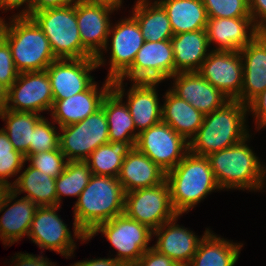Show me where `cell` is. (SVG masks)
<instances>
[{
    "instance_id": "obj_35",
    "label": "cell",
    "mask_w": 266,
    "mask_h": 266,
    "mask_svg": "<svg viewBox=\"0 0 266 266\" xmlns=\"http://www.w3.org/2000/svg\"><path fill=\"white\" fill-rule=\"evenodd\" d=\"M92 172L85 161H67L63 172L56 178L57 206L63 196H80L88 185Z\"/></svg>"
},
{
    "instance_id": "obj_51",
    "label": "cell",
    "mask_w": 266,
    "mask_h": 266,
    "mask_svg": "<svg viewBox=\"0 0 266 266\" xmlns=\"http://www.w3.org/2000/svg\"><path fill=\"white\" fill-rule=\"evenodd\" d=\"M258 32L259 35L266 41V24Z\"/></svg>"
},
{
    "instance_id": "obj_30",
    "label": "cell",
    "mask_w": 266,
    "mask_h": 266,
    "mask_svg": "<svg viewBox=\"0 0 266 266\" xmlns=\"http://www.w3.org/2000/svg\"><path fill=\"white\" fill-rule=\"evenodd\" d=\"M132 16L137 20L145 41L159 42L173 37L171 22L164 8L157 2L137 0Z\"/></svg>"
},
{
    "instance_id": "obj_31",
    "label": "cell",
    "mask_w": 266,
    "mask_h": 266,
    "mask_svg": "<svg viewBox=\"0 0 266 266\" xmlns=\"http://www.w3.org/2000/svg\"><path fill=\"white\" fill-rule=\"evenodd\" d=\"M243 244L229 242L209 231L188 266H234Z\"/></svg>"
},
{
    "instance_id": "obj_49",
    "label": "cell",
    "mask_w": 266,
    "mask_h": 266,
    "mask_svg": "<svg viewBox=\"0 0 266 266\" xmlns=\"http://www.w3.org/2000/svg\"><path fill=\"white\" fill-rule=\"evenodd\" d=\"M86 1L92 3L106 4L118 10L119 8H121L120 6L122 5L123 0H86Z\"/></svg>"
},
{
    "instance_id": "obj_43",
    "label": "cell",
    "mask_w": 266,
    "mask_h": 266,
    "mask_svg": "<svg viewBox=\"0 0 266 266\" xmlns=\"http://www.w3.org/2000/svg\"><path fill=\"white\" fill-rule=\"evenodd\" d=\"M14 257V262L12 261V263H14L13 266H56L54 262H50L47 257L44 258L42 255L36 256L29 253H16Z\"/></svg>"
},
{
    "instance_id": "obj_47",
    "label": "cell",
    "mask_w": 266,
    "mask_h": 266,
    "mask_svg": "<svg viewBox=\"0 0 266 266\" xmlns=\"http://www.w3.org/2000/svg\"><path fill=\"white\" fill-rule=\"evenodd\" d=\"M14 146L10 142L9 138L5 131L0 129V155L2 154H10L11 151H14Z\"/></svg>"
},
{
    "instance_id": "obj_33",
    "label": "cell",
    "mask_w": 266,
    "mask_h": 266,
    "mask_svg": "<svg viewBox=\"0 0 266 266\" xmlns=\"http://www.w3.org/2000/svg\"><path fill=\"white\" fill-rule=\"evenodd\" d=\"M42 117L43 115L34 112L7 109L0 112V118L6 122V126L2 129L7 134L14 149L22 153L25 158L28 156L35 125Z\"/></svg>"
},
{
    "instance_id": "obj_23",
    "label": "cell",
    "mask_w": 266,
    "mask_h": 266,
    "mask_svg": "<svg viewBox=\"0 0 266 266\" xmlns=\"http://www.w3.org/2000/svg\"><path fill=\"white\" fill-rule=\"evenodd\" d=\"M123 84L120 79L112 82V90L104 98L102 108L107 118L109 142H128L134 148L138 133L127 105L122 103L126 95Z\"/></svg>"
},
{
    "instance_id": "obj_41",
    "label": "cell",
    "mask_w": 266,
    "mask_h": 266,
    "mask_svg": "<svg viewBox=\"0 0 266 266\" xmlns=\"http://www.w3.org/2000/svg\"><path fill=\"white\" fill-rule=\"evenodd\" d=\"M134 265L135 266H179L167 255L159 253L153 247L146 250Z\"/></svg>"
},
{
    "instance_id": "obj_21",
    "label": "cell",
    "mask_w": 266,
    "mask_h": 266,
    "mask_svg": "<svg viewBox=\"0 0 266 266\" xmlns=\"http://www.w3.org/2000/svg\"><path fill=\"white\" fill-rule=\"evenodd\" d=\"M206 33L212 51H240L259 34L251 17L208 18Z\"/></svg>"
},
{
    "instance_id": "obj_18",
    "label": "cell",
    "mask_w": 266,
    "mask_h": 266,
    "mask_svg": "<svg viewBox=\"0 0 266 266\" xmlns=\"http://www.w3.org/2000/svg\"><path fill=\"white\" fill-rule=\"evenodd\" d=\"M112 80L106 79L99 90L94 81L85 91L69 98L53 101L51 116L53 123L64 127L86 119L100 108L107 94L112 90Z\"/></svg>"
},
{
    "instance_id": "obj_19",
    "label": "cell",
    "mask_w": 266,
    "mask_h": 266,
    "mask_svg": "<svg viewBox=\"0 0 266 266\" xmlns=\"http://www.w3.org/2000/svg\"><path fill=\"white\" fill-rule=\"evenodd\" d=\"M171 79H174V83L170 90L203 115L222 108L230 101L225 94L206 81L197 71L178 72Z\"/></svg>"
},
{
    "instance_id": "obj_34",
    "label": "cell",
    "mask_w": 266,
    "mask_h": 266,
    "mask_svg": "<svg viewBox=\"0 0 266 266\" xmlns=\"http://www.w3.org/2000/svg\"><path fill=\"white\" fill-rule=\"evenodd\" d=\"M132 149L128 142H109L95 149L85 162L94 175L118 177L123 160Z\"/></svg>"
},
{
    "instance_id": "obj_25",
    "label": "cell",
    "mask_w": 266,
    "mask_h": 266,
    "mask_svg": "<svg viewBox=\"0 0 266 266\" xmlns=\"http://www.w3.org/2000/svg\"><path fill=\"white\" fill-rule=\"evenodd\" d=\"M160 82L134 81L127 92V102L130 115L137 133L162 121V104L156 91Z\"/></svg>"
},
{
    "instance_id": "obj_29",
    "label": "cell",
    "mask_w": 266,
    "mask_h": 266,
    "mask_svg": "<svg viewBox=\"0 0 266 266\" xmlns=\"http://www.w3.org/2000/svg\"><path fill=\"white\" fill-rule=\"evenodd\" d=\"M171 22L174 35L206 29L208 16L202 0H157Z\"/></svg>"
},
{
    "instance_id": "obj_5",
    "label": "cell",
    "mask_w": 266,
    "mask_h": 266,
    "mask_svg": "<svg viewBox=\"0 0 266 266\" xmlns=\"http://www.w3.org/2000/svg\"><path fill=\"white\" fill-rule=\"evenodd\" d=\"M166 180L173 208L178 215L189 212L208 194L220 190L208 158L191 152L166 172Z\"/></svg>"
},
{
    "instance_id": "obj_15",
    "label": "cell",
    "mask_w": 266,
    "mask_h": 266,
    "mask_svg": "<svg viewBox=\"0 0 266 266\" xmlns=\"http://www.w3.org/2000/svg\"><path fill=\"white\" fill-rule=\"evenodd\" d=\"M96 68V57L54 60L46 69L54 101L85 91L94 82L89 73Z\"/></svg>"
},
{
    "instance_id": "obj_39",
    "label": "cell",
    "mask_w": 266,
    "mask_h": 266,
    "mask_svg": "<svg viewBox=\"0 0 266 266\" xmlns=\"http://www.w3.org/2000/svg\"><path fill=\"white\" fill-rule=\"evenodd\" d=\"M16 70L8 42L0 35V84L9 89L17 80Z\"/></svg>"
},
{
    "instance_id": "obj_45",
    "label": "cell",
    "mask_w": 266,
    "mask_h": 266,
    "mask_svg": "<svg viewBox=\"0 0 266 266\" xmlns=\"http://www.w3.org/2000/svg\"><path fill=\"white\" fill-rule=\"evenodd\" d=\"M26 3V6L20 13L14 17H30L32 15V0H0V9L7 11L11 9H18ZM26 8V9H25Z\"/></svg>"
},
{
    "instance_id": "obj_20",
    "label": "cell",
    "mask_w": 266,
    "mask_h": 266,
    "mask_svg": "<svg viewBox=\"0 0 266 266\" xmlns=\"http://www.w3.org/2000/svg\"><path fill=\"white\" fill-rule=\"evenodd\" d=\"M179 216L181 215L153 230V236L158 238L152 247L159 253L167 255L179 266H188L201 240L210 230L206 228L204 235L199 238L193 231L176 224Z\"/></svg>"
},
{
    "instance_id": "obj_32",
    "label": "cell",
    "mask_w": 266,
    "mask_h": 266,
    "mask_svg": "<svg viewBox=\"0 0 266 266\" xmlns=\"http://www.w3.org/2000/svg\"><path fill=\"white\" fill-rule=\"evenodd\" d=\"M21 173L11 187L17 195L26 192L24 197L31 199L37 206L57 205L56 178L31 166Z\"/></svg>"
},
{
    "instance_id": "obj_11",
    "label": "cell",
    "mask_w": 266,
    "mask_h": 266,
    "mask_svg": "<svg viewBox=\"0 0 266 266\" xmlns=\"http://www.w3.org/2000/svg\"><path fill=\"white\" fill-rule=\"evenodd\" d=\"M115 10L117 9L106 4L76 0V19L81 42L96 57L98 67L105 65L103 51H108V36L112 25L109 15Z\"/></svg>"
},
{
    "instance_id": "obj_4",
    "label": "cell",
    "mask_w": 266,
    "mask_h": 266,
    "mask_svg": "<svg viewBox=\"0 0 266 266\" xmlns=\"http://www.w3.org/2000/svg\"><path fill=\"white\" fill-rule=\"evenodd\" d=\"M0 17V35L8 42L16 70L44 71L56 60L49 40L31 17Z\"/></svg>"
},
{
    "instance_id": "obj_28",
    "label": "cell",
    "mask_w": 266,
    "mask_h": 266,
    "mask_svg": "<svg viewBox=\"0 0 266 266\" xmlns=\"http://www.w3.org/2000/svg\"><path fill=\"white\" fill-rule=\"evenodd\" d=\"M163 100L165 101L162 105V121L189 142L201 127L204 115L170 89L165 93Z\"/></svg>"
},
{
    "instance_id": "obj_3",
    "label": "cell",
    "mask_w": 266,
    "mask_h": 266,
    "mask_svg": "<svg viewBox=\"0 0 266 266\" xmlns=\"http://www.w3.org/2000/svg\"><path fill=\"white\" fill-rule=\"evenodd\" d=\"M249 138L206 156L220 190L259 191L266 185V166L246 144Z\"/></svg>"
},
{
    "instance_id": "obj_52",
    "label": "cell",
    "mask_w": 266,
    "mask_h": 266,
    "mask_svg": "<svg viewBox=\"0 0 266 266\" xmlns=\"http://www.w3.org/2000/svg\"><path fill=\"white\" fill-rule=\"evenodd\" d=\"M121 266H135L134 264H125V265H121Z\"/></svg>"
},
{
    "instance_id": "obj_27",
    "label": "cell",
    "mask_w": 266,
    "mask_h": 266,
    "mask_svg": "<svg viewBox=\"0 0 266 266\" xmlns=\"http://www.w3.org/2000/svg\"><path fill=\"white\" fill-rule=\"evenodd\" d=\"M170 41L174 52L175 74L198 71L210 53L207 49L211 46L206 29L173 35Z\"/></svg>"
},
{
    "instance_id": "obj_26",
    "label": "cell",
    "mask_w": 266,
    "mask_h": 266,
    "mask_svg": "<svg viewBox=\"0 0 266 266\" xmlns=\"http://www.w3.org/2000/svg\"><path fill=\"white\" fill-rule=\"evenodd\" d=\"M166 179V172L135 147L123 160L118 180L125 193L156 186Z\"/></svg>"
},
{
    "instance_id": "obj_2",
    "label": "cell",
    "mask_w": 266,
    "mask_h": 266,
    "mask_svg": "<svg viewBox=\"0 0 266 266\" xmlns=\"http://www.w3.org/2000/svg\"><path fill=\"white\" fill-rule=\"evenodd\" d=\"M247 112L245 104L230 100L222 108L204 115L201 127L189 141V152L208 156L243 141L250 136L246 128Z\"/></svg>"
},
{
    "instance_id": "obj_24",
    "label": "cell",
    "mask_w": 266,
    "mask_h": 266,
    "mask_svg": "<svg viewBox=\"0 0 266 266\" xmlns=\"http://www.w3.org/2000/svg\"><path fill=\"white\" fill-rule=\"evenodd\" d=\"M17 196L11 189L4 199L0 210V213L4 211L0 217V240H3V243L7 246L8 244L11 246L18 242L23 236H28L35 211L38 207L31 199L26 197L16 200Z\"/></svg>"
},
{
    "instance_id": "obj_7",
    "label": "cell",
    "mask_w": 266,
    "mask_h": 266,
    "mask_svg": "<svg viewBox=\"0 0 266 266\" xmlns=\"http://www.w3.org/2000/svg\"><path fill=\"white\" fill-rule=\"evenodd\" d=\"M99 232L117 250L115 259L122 265L135 264L151 248L149 241L152 240L153 230L125 214L100 223L87 235V239H92Z\"/></svg>"
},
{
    "instance_id": "obj_12",
    "label": "cell",
    "mask_w": 266,
    "mask_h": 266,
    "mask_svg": "<svg viewBox=\"0 0 266 266\" xmlns=\"http://www.w3.org/2000/svg\"><path fill=\"white\" fill-rule=\"evenodd\" d=\"M175 75L174 52L170 40L145 41L132 66L119 78L133 81L162 82Z\"/></svg>"
},
{
    "instance_id": "obj_22",
    "label": "cell",
    "mask_w": 266,
    "mask_h": 266,
    "mask_svg": "<svg viewBox=\"0 0 266 266\" xmlns=\"http://www.w3.org/2000/svg\"><path fill=\"white\" fill-rule=\"evenodd\" d=\"M243 86L236 99L246 106L266 88V41L258 34L240 51Z\"/></svg>"
},
{
    "instance_id": "obj_50",
    "label": "cell",
    "mask_w": 266,
    "mask_h": 266,
    "mask_svg": "<svg viewBox=\"0 0 266 266\" xmlns=\"http://www.w3.org/2000/svg\"><path fill=\"white\" fill-rule=\"evenodd\" d=\"M10 190H11V187L0 183V210H1L2 204L4 202V199L6 198L8 192Z\"/></svg>"
},
{
    "instance_id": "obj_38",
    "label": "cell",
    "mask_w": 266,
    "mask_h": 266,
    "mask_svg": "<svg viewBox=\"0 0 266 266\" xmlns=\"http://www.w3.org/2000/svg\"><path fill=\"white\" fill-rule=\"evenodd\" d=\"M27 161H30L29 166L53 178H57L63 172L67 163V159L60 148L28 155L26 157Z\"/></svg>"
},
{
    "instance_id": "obj_8",
    "label": "cell",
    "mask_w": 266,
    "mask_h": 266,
    "mask_svg": "<svg viewBox=\"0 0 266 266\" xmlns=\"http://www.w3.org/2000/svg\"><path fill=\"white\" fill-rule=\"evenodd\" d=\"M59 148L67 161H85L99 146L109 143L105 111L100 108L86 119L59 127Z\"/></svg>"
},
{
    "instance_id": "obj_6",
    "label": "cell",
    "mask_w": 266,
    "mask_h": 266,
    "mask_svg": "<svg viewBox=\"0 0 266 266\" xmlns=\"http://www.w3.org/2000/svg\"><path fill=\"white\" fill-rule=\"evenodd\" d=\"M49 40L56 59L94 57L83 45L76 19L75 3L34 12L30 16Z\"/></svg>"
},
{
    "instance_id": "obj_42",
    "label": "cell",
    "mask_w": 266,
    "mask_h": 266,
    "mask_svg": "<svg viewBox=\"0 0 266 266\" xmlns=\"http://www.w3.org/2000/svg\"><path fill=\"white\" fill-rule=\"evenodd\" d=\"M248 112L253 113L258 130L266 126V88L256 96L248 105Z\"/></svg>"
},
{
    "instance_id": "obj_37",
    "label": "cell",
    "mask_w": 266,
    "mask_h": 266,
    "mask_svg": "<svg viewBox=\"0 0 266 266\" xmlns=\"http://www.w3.org/2000/svg\"><path fill=\"white\" fill-rule=\"evenodd\" d=\"M208 18L250 17L249 0H202Z\"/></svg>"
},
{
    "instance_id": "obj_44",
    "label": "cell",
    "mask_w": 266,
    "mask_h": 266,
    "mask_svg": "<svg viewBox=\"0 0 266 266\" xmlns=\"http://www.w3.org/2000/svg\"><path fill=\"white\" fill-rule=\"evenodd\" d=\"M250 17L259 31L266 24V0H249Z\"/></svg>"
},
{
    "instance_id": "obj_48",
    "label": "cell",
    "mask_w": 266,
    "mask_h": 266,
    "mask_svg": "<svg viewBox=\"0 0 266 266\" xmlns=\"http://www.w3.org/2000/svg\"><path fill=\"white\" fill-rule=\"evenodd\" d=\"M8 104V89L0 84V112L7 108Z\"/></svg>"
},
{
    "instance_id": "obj_16",
    "label": "cell",
    "mask_w": 266,
    "mask_h": 266,
    "mask_svg": "<svg viewBox=\"0 0 266 266\" xmlns=\"http://www.w3.org/2000/svg\"><path fill=\"white\" fill-rule=\"evenodd\" d=\"M230 100H236L243 86V62L239 51H212L197 71Z\"/></svg>"
},
{
    "instance_id": "obj_36",
    "label": "cell",
    "mask_w": 266,
    "mask_h": 266,
    "mask_svg": "<svg viewBox=\"0 0 266 266\" xmlns=\"http://www.w3.org/2000/svg\"><path fill=\"white\" fill-rule=\"evenodd\" d=\"M56 131V126H53L48 119L42 117L35 125L28 155L59 148L60 133Z\"/></svg>"
},
{
    "instance_id": "obj_40",
    "label": "cell",
    "mask_w": 266,
    "mask_h": 266,
    "mask_svg": "<svg viewBox=\"0 0 266 266\" xmlns=\"http://www.w3.org/2000/svg\"><path fill=\"white\" fill-rule=\"evenodd\" d=\"M26 162L25 156L17 150L10 154L0 155V183L12 187L8 181L9 177L17 176Z\"/></svg>"
},
{
    "instance_id": "obj_13",
    "label": "cell",
    "mask_w": 266,
    "mask_h": 266,
    "mask_svg": "<svg viewBox=\"0 0 266 266\" xmlns=\"http://www.w3.org/2000/svg\"><path fill=\"white\" fill-rule=\"evenodd\" d=\"M51 81L46 70L21 72L8 89L7 110L40 113L53 106Z\"/></svg>"
},
{
    "instance_id": "obj_46",
    "label": "cell",
    "mask_w": 266,
    "mask_h": 266,
    "mask_svg": "<svg viewBox=\"0 0 266 266\" xmlns=\"http://www.w3.org/2000/svg\"><path fill=\"white\" fill-rule=\"evenodd\" d=\"M76 0H32V14L49 8H60L75 3Z\"/></svg>"
},
{
    "instance_id": "obj_17",
    "label": "cell",
    "mask_w": 266,
    "mask_h": 266,
    "mask_svg": "<svg viewBox=\"0 0 266 266\" xmlns=\"http://www.w3.org/2000/svg\"><path fill=\"white\" fill-rule=\"evenodd\" d=\"M109 37H111V48L109 47L111 58L107 79L114 81L132 66L136 54L145 40L138 22L133 16L125 17L114 24V27L111 26Z\"/></svg>"
},
{
    "instance_id": "obj_10",
    "label": "cell",
    "mask_w": 266,
    "mask_h": 266,
    "mask_svg": "<svg viewBox=\"0 0 266 266\" xmlns=\"http://www.w3.org/2000/svg\"><path fill=\"white\" fill-rule=\"evenodd\" d=\"M135 148L168 172L189 152V142L161 121L138 134Z\"/></svg>"
},
{
    "instance_id": "obj_9",
    "label": "cell",
    "mask_w": 266,
    "mask_h": 266,
    "mask_svg": "<svg viewBox=\"0 0 266 266\" xmlns=\"http://www.w3.org/2000/svg\"><path fill=\"white\" fill-rule=\"evenodd\" d=\"M124 214L151 230L178 216L174 210L167 180L148 187L125 193Z\"/></svg>"
},
{
    "instance_id": "obj_1",
    "label": "cell",
    "mask_w": 266,
    "mask_h": 266,
    "mask_svg": "<svg viewBox=\"0 0 266 266\" xmlns=\"http://www.w3.org/2000/svg\"><path fill=\"white\" fill-rule=\"evenodd\" d=\"M125 191L118 177L92 174L74 208V237L89 241L87 235L100 223L124 214Z\"/></svg>"
},
{
    "instance_id": "obj_14",
    "label": "cell",
    "mask_w": 266,
    "mask_h": 266,
    "mask_svg": "<svg viewBox=\"0 0 266 266\" xmlns=\"http://www.w3.org/2000/svg\"><path fill=\"white\" fill-rule=\"evenodd\" d=\"M60 206H38L32 223L28 238L36 243L42 250H53L62 256H73L76 248L75 238L72 239L67 225L61 220L56 211Z\"/></svg>"
}]
</instances>
